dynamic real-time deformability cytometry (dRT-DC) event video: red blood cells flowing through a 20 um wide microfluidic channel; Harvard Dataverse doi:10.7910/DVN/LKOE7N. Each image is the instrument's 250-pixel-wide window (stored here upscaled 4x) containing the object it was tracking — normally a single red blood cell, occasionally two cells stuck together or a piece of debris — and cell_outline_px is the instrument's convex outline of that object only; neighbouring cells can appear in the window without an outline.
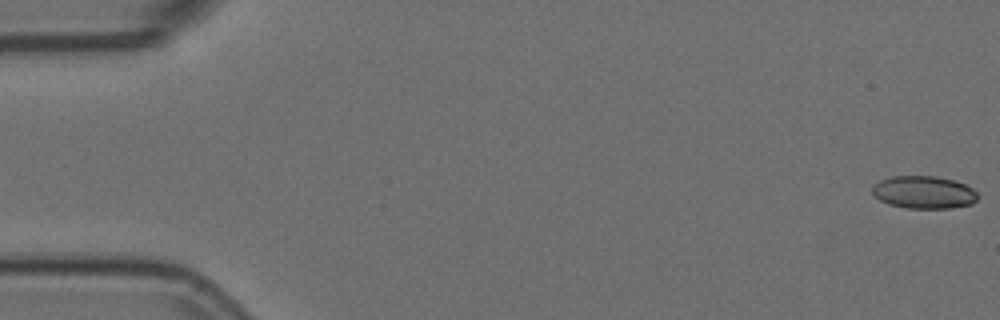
{"species": "Egyptian fruit bat (a non-hibernating species)", "species_latin": "Rousettus aegyptiacus", "temperature_condition": "room temperature", "stored_images_in_passage": 16, "camera_frame_rate_fps": 3000, "um_per_image_px": 0.085, "animal": {"sex": "female"}, "frame": {"image": 1, "passage_image": 1, "time_ms": 0.0, "image_size_px": [1000, 320], "cell_outline_px": [[976, 200], [972, 204], [952, 208], [908, 208], [888, 204], [880, 200], [872, 192], [872, 188], [880, 180], [892, 176], [936, 176], [952, 180], [964, 184], [972, 188], [976, 192]], "centroid_in_image_um": [78.52, 16.35], "position_along_channel_um": 6.5, "area_um2": 19.88}}
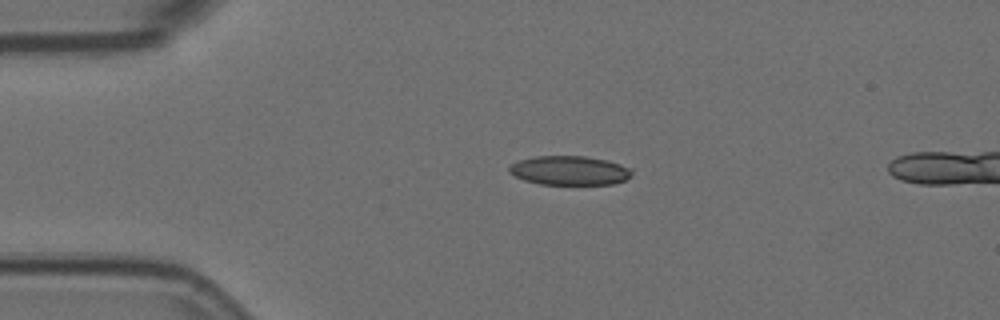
{"frame": {"image": 2, "passage_image": 13, "time_ms": 4.0, "image_size_px": [1000, 320], "cell_outline_px": [[632, 176], [624, 180], [612, 184], [540, 184], [524, 180], [508, 172], [508, 168], [512, 164], [520, 160], [532, 156], [584, 156], [608, 160], [632, 168]], "centroid_in_image_um": [48.42, 14.48], "position_along_channel_um": 36.6, "area_um2": 20.87}}